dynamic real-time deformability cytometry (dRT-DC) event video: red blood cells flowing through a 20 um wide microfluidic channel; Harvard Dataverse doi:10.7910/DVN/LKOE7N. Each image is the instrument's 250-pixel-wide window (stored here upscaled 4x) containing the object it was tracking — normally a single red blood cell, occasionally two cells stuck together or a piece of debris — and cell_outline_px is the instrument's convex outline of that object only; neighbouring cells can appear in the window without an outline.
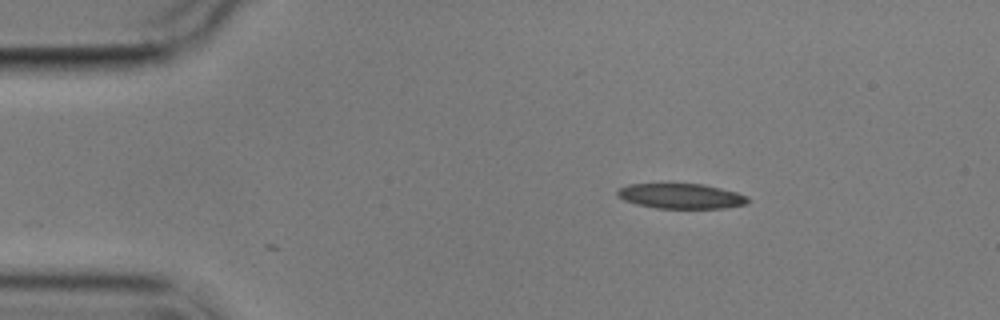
{"species": "common noctule bat (a hibernating species)", "species_latin": "Nyctalus noctula", "temperature_condition": "cold", "stored_images_in_passage": 4, "camera_frame_rate_fps": 3000, "um_per_image_px": 0.085, "animal": {"sex": "male", "body_mass_g": 17.9}, "frame": {"image": 1, "passage_image": 2, "time_ms": 1.0, "image_size_px": [1000, 320], "cell_outline_px": [[752, 200], [744, 204], [724, 208], [656, 208], [636, 204], [624, 200], [616, 196], [616, 192], [620, 188], [628, 184], [704, 184], [736, 192], [748, 196]], "centroid_in_image_um": [57.88, 16.67], "position_along_channel_um": 27.1, "area_um2": 19.07}}